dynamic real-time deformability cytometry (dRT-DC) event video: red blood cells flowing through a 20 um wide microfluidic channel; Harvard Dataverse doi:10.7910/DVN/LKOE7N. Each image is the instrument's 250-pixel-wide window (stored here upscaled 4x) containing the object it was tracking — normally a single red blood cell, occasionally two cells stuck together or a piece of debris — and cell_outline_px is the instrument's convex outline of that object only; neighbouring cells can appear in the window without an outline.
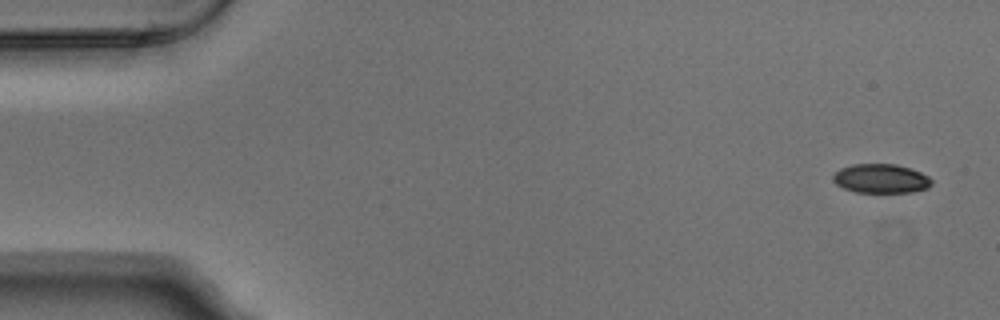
{"species": "Egyptian fruit bat (a non-hibernating species)", "species_latin": "Rousettus aegyptiacus", "temperature_condition": "warm", "stored_images_in_passage": 4, "camera_frame_rate_fps": 3000, "um_per_image_px": 0.085, "animal": {"sex": "male"}, "frame": {"image": 1, "passage_image": 1, "time_ms": 0.0, "image_size_px": [1000, 320], "cell_outline_px": [[932, 184], [928, 188], [912, 192], [856, 192], [844, 188], [836, 184], [832, 180], [832, 176], [840, 168], [852, 164], [896, 164], [920, 172], [928, 176], [932, 180]], "centroid_in_image_um": [74.87, 15.18], "position_along_channel_um": 10.1, "area_um2": 16.7}}